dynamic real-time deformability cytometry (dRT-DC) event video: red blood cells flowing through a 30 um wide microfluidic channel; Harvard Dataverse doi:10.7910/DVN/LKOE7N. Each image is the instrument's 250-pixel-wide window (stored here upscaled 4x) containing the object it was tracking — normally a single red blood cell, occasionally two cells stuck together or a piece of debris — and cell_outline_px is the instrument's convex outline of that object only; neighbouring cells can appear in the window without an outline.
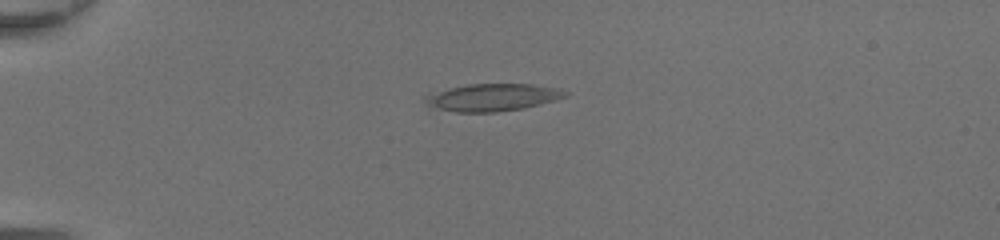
{"species": "common noctule bat (a hibernating species)", "species_latin": "Nyctalus noctula", "temperature_condition": "room temperature", "stored_images_in_passage": 13, "camera_frame_rate_fps": 3000, "um_per_image_px": 0.085, "animal": {"sex": "female", "body_mass_g": 20.0, "forearm_length_mm": 54.0}, "frame": {"image": 1, "passage_image": 1, "time_ms": 0.0, "image_size_px": [1000, 240], "cell_outline_px": [[568, 96], [556, 100], [524, 108], [496, 112], [456, 112], [428, 108], [424, 100], [424, 96], [448, 88], [468, 84], [532, 84], [560, 88], [568, 92]], "centroid_in_image_um": [41.85, 8.28], "position_along_channel_um": 43.1, "area_um2": 22.6}}
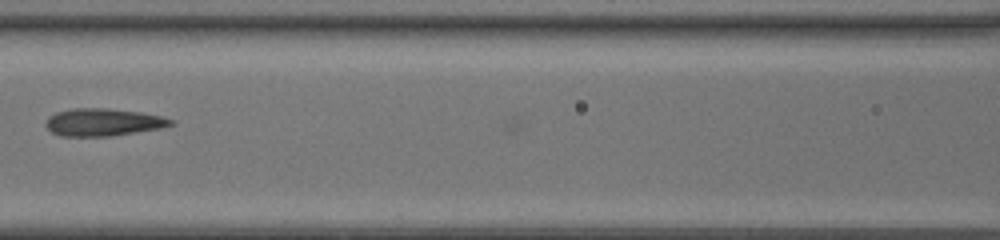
{"frame": {"image": 2, "passage_image": 12, "time_ms": 3.667, "image_size_px": [1000, 240], "cell_outline_px": [[176, 124], [160, 128], [112, 136], [60, 136], [52, 132], [44, 124], [48, 116], [56, 112], [72, 108], [108, 108], [140, 112], [160, 116], [176, 120]], "centroid_in_image_um": [8.77, 10.38], "position_along_channel_um": 157.8, "area_um2": 20.17}}